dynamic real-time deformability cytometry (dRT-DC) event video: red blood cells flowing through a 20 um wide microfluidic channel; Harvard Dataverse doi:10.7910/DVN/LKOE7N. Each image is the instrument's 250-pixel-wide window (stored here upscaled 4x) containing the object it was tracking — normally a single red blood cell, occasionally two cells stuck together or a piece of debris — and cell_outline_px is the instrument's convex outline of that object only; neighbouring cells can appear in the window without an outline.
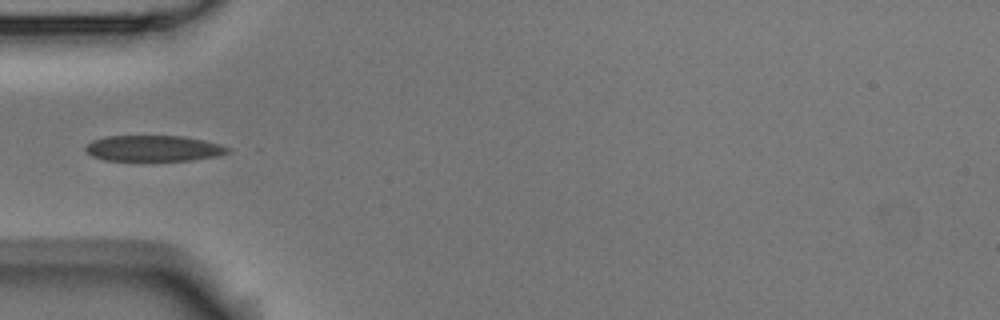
{"species": "Egyptian fruit bat (a non-hibernating species)", "species_latin": "Rousettus aegyptiacus", "temperature_condition": "room temperature", "stored_images_in_passage": 5, "camera_frame_rate_fps": 3000, "um_per_image_px": 0.085, "animal": {"sex": "male"}, "frame": {"image": 1, "passage_image": 5, "time_ms": 4.667, "image_size_px": [1000, 320], "cell_outline_px": [[232, 152], [220, 156], [192, 160], [104, 160], [92, 156], [84, 148], [92, 140], [104, 136], [184, 136], [204, 140], [220, 144], [232, 148]], "centroid_in_image_um": [13.12, 12.6], "position_along_channel_um": 71.9, "area_um2": 21.62}}